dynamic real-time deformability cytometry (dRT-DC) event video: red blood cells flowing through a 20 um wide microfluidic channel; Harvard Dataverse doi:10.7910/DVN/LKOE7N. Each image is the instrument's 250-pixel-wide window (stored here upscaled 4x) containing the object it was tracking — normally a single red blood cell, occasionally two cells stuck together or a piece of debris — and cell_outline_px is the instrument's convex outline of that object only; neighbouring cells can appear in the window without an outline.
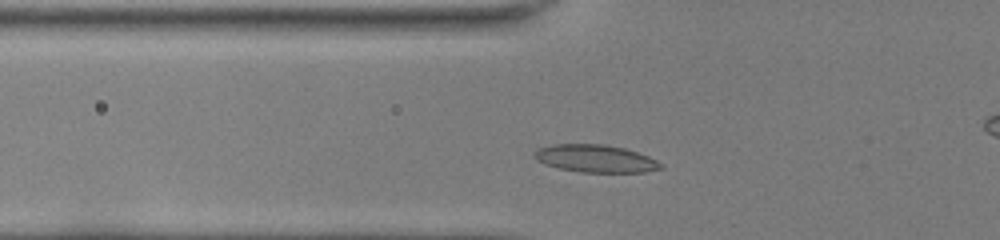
{"species": "common noctule bat (a hibernating species)", "species_latin": "Nyctalus noctula", "temperature_condition": "room temperature", "stored_images_in_passage": 35, "camera_frame_rate_fps": 3000, "um_per_image_px": 0.085, "animal": {"sex": "female", "body_mass_g": 22.0, "forearm_length_mm": 56.7}, "frame": {"image": 1, "passage_image": 4, "time_ms": 1.0, "image_size_px": [1000, 240], "cell_outline_px": [[664, 168], [644, 172], [580, 172], [560, 168], [544, 164], [536, 160], [532, 156], [532, 152], [540, 148], [552, 144], [604, 144], [624, 148], [648, 156], [664, 164]], "centroid_in_image_um": [50.6, 13.48], "position_along_channel_um": 75.2, "area_um2": 20.4}}
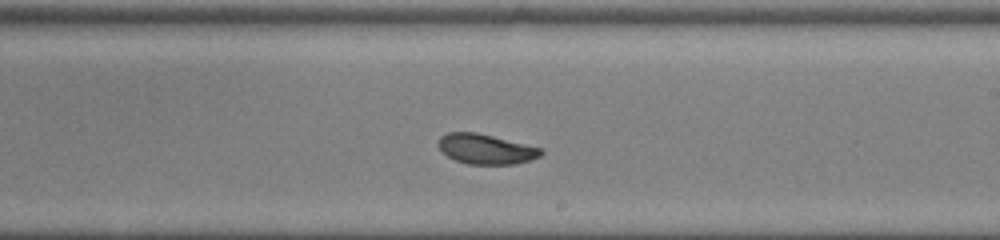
{"frame": {"image": 2, "passage_image": 17, "time_ms": 5.333, "image_size_px": [1000, 240], "cell_outline_px": [[544, 152], [540, 156], [516, 164], [468, 164], [456, 160], [448, 156], [436, 144], [440, 136], [448, 132], [476, 132], [540, 148]], "centroid_in_image_um": [41.26, 12.66], "position_along_channel_um": 247.7, "area_um2": 17.69}}
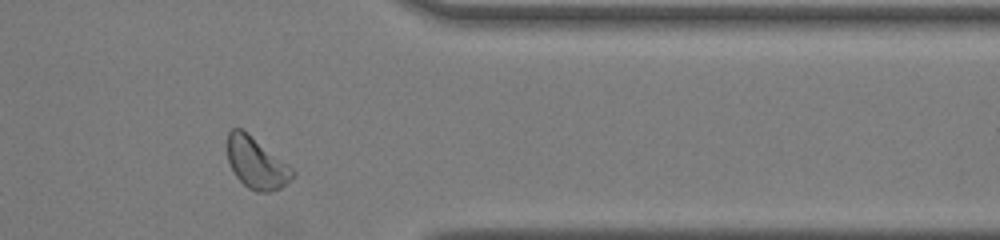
{"frame": {"image": 3, "passage_image": 28, "time_ms": 9.0, "image_size_px": [1000, 240], "cell_outline_px": [[296, 172], [280, 188], [268, 192], [256, 192], [248, 188], [236, 176], [228, 160], [228, 132], [232, 128], [240, 128], [288, 164]], "centroid_in_image_um": [21.78, 13.87], "position_along_channel_um": 389.6, "area_um2": 18.9}, "authors_computed_cell_mechanics": {"area_um2": 18.5538, "velocity_mm_per_s": 4.0156, "shape_relaxation_time_tau1_ms": 2.6393, "shape_relaxation_time_tau2_ms": 1.1548, "deformation_change_tau1": 0.1262, "deformation_change_tau2": 0.0629}}